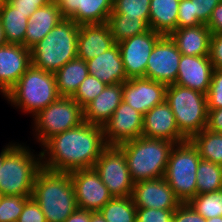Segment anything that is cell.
Returning <instances> with one entry per match:
<instances>
[{
	"label": "cell",
	"instance_id": "cell-1",
	"mask_svg": "<svg viewBox=\"0 0 222 222\" xmlns=\"http://www.w3.org/2000/svg\"><path fill=\"white\" fill-rule=\"evenodd\" d=\"M106 146L103 127L84 121L41 146L42 168L65 173L93 168Z\"/></svg>",
	"mask_w": 222,
	"mask_h": 222
},
{
	"label": "cell",
	"instance_id": "cell-2",
	"mask_svg": "<svg viewBox=\"0 0 222 222\" xmlns=\"http://www.w3.org/2000/svg\"><path fill=\"white\" fill-rule=\"evenodd\" d=\"M32 197L46 222H64L78 208L70 173L42 168L36 176Z\"/></svg>",
	"mask_w": 222,
	"mask_h": 222
},
{
	"label": "cell",
	"instance_id": "cell-3",
	"mask_svg": "<svg viewBox=\"0 0 222 222\" xmlns=\"http://www.w3.org/2000/svg\"><path fill=\"white\" fill-rule=\"evenodd\" d=\"M174 144L163 139L140 136L118 146L124 152L131 178L136 183L164 177Z\"/></svg>",
	"mask_w": 222,
	"mask_h": 222
},
{
	"label": "cell",
	"instance_id": "cell-4",
	"mask_svg": "<svg viewBox=\"0 0 222 222\" xmlns=\"http://www.w3.org/2000/svg\"><path fill=\"white\" fill-rule=\"evenodd\" d=\"M41 169V152L36 155L25 145L7 144L0 170V192L3 195L32 196Z\"/></svg>",
	"mask_w": 222,
	"mask_h": 222
},
{
	"label": "cell",
	"instance_id": "cell-5",
	"mask_svg": "<svg viewBox=\"0 0 222 222\" xmlns=\"http://www.w3.org/2000/svg\"><path fill=\"white\" fill-rule=\"evenodd\" d=\"M79 25L64 18L41 41L30 49L32 66L55 73L77 57Z\"/></svg>",
	"mask_w": 222,
	"mask_h": 222
},
{
	"label": "cell",
	"instance_id": "cell-6",
	"mask_svg": "<svg viewBox=\"0 0 222 222\" xmlns=\"http://www.w3.org/2000/svg\"><path fill=\"white\" fill-rule=\"evenodd\" d=\"M4 97L16 109H22L21 111L34 116L60 96L54 73L31 65Z\"/></svg>",
	"mask_w": 222,
	"mask_h": 222
},
{
	"label": "cell",
	"instance_id": "cell-7",
	"mask_svg": "<svg viewBox=\"0 0 222 222\" xmlns=\"http://www.w3.org/2000/svg\"><path fill=\"white\" fill-rule=\"evenodd\" d=\"M165 101L172 109L180 133L187 140L206 128L208 116L206 94L170 84L166 88Z\"/></svg>",
	"mask_w": 222,
	"mask_h": 222
},
{
	"label": "cell",
	"instance_id": "cell-8",
	"mask_svg": "<svg viewBox=\"0 0 222 222\" xmlns=\"http://www.w3.org/2000/svg\"><path fill=\"white\" fill-rule=\"evenodd\" d=\"M200 160L190 140L174 144L171 149L163 178L181 203H188L197 195L196 173Z\"/></svg>",
	"mask_w": 222,
	"mask_h": 222
},
{
	"label": "cell",
	"instance_id": "cell-9",
	"mask_svg": "<svg viewBox=\"0 0 222 222\" xmlns=\"http://www.w3.org/2000/svg\"><path fill=\"white\" fill-rule=\"evenodd\" d=\"M33 118L34 135L42 146L52 136L84 122V110L72 97H59Z\"/></svg>",
	"mask_w": 222,
	"mask_h": 222
},
{
	"label": "cell",
	"instance_id": "cell-10",
	"mask_svg": "<svg viewBox=\"0 0 222 222\" xmlns=\"http://www.w3.org/2000/svg\"><path fill=\"white\" fill-rule=\"evenodd\" d=\"M93 168L113 197L132 195L134 182L124 152L118 145H107Z\"/></svg>",
	"mask_w": 222,
	"mask_h": 222
},
{
	"label": "cell",
	"instance_id": "cell-11",
	"mask_svg": "<svg viewBox=\"0 0 222 222\" xmlns=\"http://www.w3.org/2000/svg\"><path fill=\"white\" fill-rule=\"evenodd\" d=\"M78 209L99 212L113 196L94 168L70 172Z\"/></svg>",
	"mask_w": 222,
	"mask_h": 222
},
{
	"label": "cell",
	"instance_id": "cell-12",
	"mask_svg": "<svg viewBox=\"0 0 222 222\" xmlns=\"http://www.w3.org/2000/svg\"><path fill=\"white\" fill-rule=\"evenodd\" d=\"M163 35L149 29L118 43L128 79L145 77L146 65L152 49Z\"/></svg>",
	"mask_w": 222,
	"mask_h": 222
},
{
	"label": "cell",
	"instance_id": "cell-13",
	"mask_svg": "<svg viewBox=\"0 0 222 222\" xmlns=\"http://www.w3.org/2000/svg\"><path fill=\"white\" fill-rule=\"evenodd\" d=\"M181 52L168 35H163L149 56L145 78L166 85L175 84Z\"/></svg>",
	"mask_w": 222,
	"mask_h": 222
},
{
	"label": "cell",
	"instance_id": "cell-14",
	"mask_svg": "<svg viewBox=\"0 0 222 222\" xmlns=\"http://www.w3.org/2000/svg\"><path fill=\"white\" fill-rule=\"evenodd\" d=\"M102 127L106 145H120L142 136L143 115L122 101Z\"/></svg>",
	"mask_w": 222,
	"mask_h": 222
},
{
	"label": "cell",
	"instance_id": "cell-15",
	"mask_svg": "<svg viewBox=\"0 0 222 222\" xmlns=\"http://www.w3.org/2000/svg\"><path fill=\"white\" fill-rule=\"evenodd\" d=\"M167 85L154 80L139 77L123 83L122 100L143 116L166 98Z\"/></svg>",
	"mask_w": 222,
	"mask_h": 222
},
{
	"label": "cell",
	"instance_id": "cell-16",
	"mask_svg": "<svg viewBox=\"0 0 222 222\" xmlns=\"http://www.w3.org/2000/svg\"><path fill=\"white\" fill-rule=\"evenodd\" d=\"M131 197L137 208L175 210L181 204L164 178L134 183Z\"/></svg>",
	"mask_w": 222,
	"mask_h": 222
},
{
	"label": "cell",
	"instance_id": "cell-17",
	"mask_svg": "<svg viewBox=\"0 0 222 222\" xmlns=\"http://www.w3.org/2000/svg\"><path fill=\"white\" fill-rule=\"evenodd\" d=\"M32 65L31 52L20 44L0 46V92L5 96Z\"/></svg>",
	"mask_w": 222,
	"mask_h": 222
},
{
	"label": "cell",
	"instance_id": "cell-18",
	"mask_svg": "<svg viewBox=\"0 0 222 222\" xmlns=\"http://www.w3.org/2000/svg\"><path fill=\"white\" fill-rule=\"evenodd\" d=\"M64 18L77 25L105 24L113 10V0H55Z\"/></svg>",
	"mask_w": 222,
	"mask_h": 222
},
{
	"label": "cell",
	"instance_id": "cell-19",
	"mask_svg": "<svg viewBox=\"0 0 222 222\" xmlns=\"http://www.w3.org/2000/svg\"><path fill=\"white\" fill-rule=\"evenodd\" d=\"M142 136L163 139L175 144L187 141L180 133L172 109L166 101L154 106L143 116Z\"/></svg>",
	"mask_w": 222,
	"mask_h": 222
},
{
	"label": "cell",
	"instance_id": "cell-20",
	"mask_svg": "<svg viewBox=\"0 0 222 222\" xmlns=\"http://www.w3.org/2000/svg\"><path fill=\"white\" fill-rule=\"evenodd\" d=\"M213 71L209 56L181 55L175 84L207 94Z\"/></svg>",
	"mask_w": 222,
	"mask_h": 222
},
{
	"label": "cell",
	"instance_id": "cell-21",
	"mask_svg": "<svg viewBox=\"0 0 222 222\" xmlns=\"http://www.w3.org/2000/svg\"><path fill=\"white\" fill-rule=\"evenodd\" d=\"M115 44L107 23L79 25L77 57L84 61L97 57Z\"/></svg>",
	"mask_w": 222,
	"mask_h": 222
},
{
	"label": "cell",
	"instance_id": "cell-22",
	"mask_svg": "<svg viewBox=\"0 0 222 222\" xmlns=\"http://www.w3.org/2000/svg\"><path fill=\"white\" fill-rule=\"evenodd\" d=\"M86 63L89 75L98 78L106 85L124 83L128 80L117 43Z\"/></svg>",
	"mask_w": 222,
	"mask_h": 222
},
{
	"label": "cell",
	"instance_id": "cell-23",
	"mask_svg": "<svg viewBox=\"0 0 222 222\" xmlns=\"http://www.w3.org/2000/svg\"><path fill=\"white\" fill-rule=\"evenodd\" d=\"M185 56H209L212 32L206 24L177 28L168 35Z\"/></svg>",
	"mask_w": 222,
	"mask_h": 222
},
{
	"label": "cell",
	"instance_id": "cell-24",
	"mask_svg": "<svg viewBox=\"0 0 222 222\" xmlns=\"http://www.w3.org/2000/svg\"><path fill=\"white\" fill-rule=\"evenodd\" d=\"M63 19L55 0L39 7L28 19L24 46L27 49L34 47Z\"/></svg>",
	"mask_w": 222,
	"mask_h": 222
},
{
	"label": "cell",
	"instance_id": "cell-25",
	"mask_svg": "<svg viewBox=\"0 0 222 222\" xmlns=\"http://www.w3.org/2000/svg\"><path fill=\"white\" fill-rule=\"evenodd\" d=\"M123 83L107 85L106 88L93 99L84 110V121L103 126L123 101Z\"/></svg>",
	"mask_w": 222,
	"mask_h": 222
},
{
	"label": "cell",
	"instance_id": "cell-26",
	"mask_svg": "<svg viewBox=\"0 0 222 222\" xmlns=\"http://www.w3.org/2000/svg\"><path fill=\"white\" fill-rule=\"evenodd\" d=\"M179 0H151L149 28L162 35L177 29Z\"/></svg>",
	"mask_w": 222,
	"mask_h": 222
},
{
	"label": "cell",
	"instance_id": "cell-27",
	"mask_svg": "<svg viewBox=\"0 0 222 222\" xmlns=\"http://www.w3.org/2000/svg\"><path fill=\"white\" fill-rule=\"evenodd\" d=\"M89 75L87 63L76 57L54 73L60 97H72L79 85Z\"/></svg>",
	"mask_w": 222,
	"mask_h": 222
},
{
	"label": "cell",
	"instance_id": "cell-28",
	"mask_svg": "<svg viewBox=\"0 0 222 222\" xmlns=\"http://www.w3.org/2000/svg\"><path fill=\"white\" fill-rule=\"evenodd\" d=\"M0 20L7 43L24 46L28 18L26 14L15 10L8 2L0 8Z\"/></svg>",
	"mask_w": 222,
	"mask_h": 222
},
{
	"label": "cell",
	"instance_id": "cell-29",
	"mask_svg": "<svg viewBox=\"0 0 222 222\" xmlns=\"http://www.w3.org/2000/svg\"><path fill=\"white\" fill-rule=\"evenodd\" d=\"M190 141L197 148L202 160L222 165V133L205 128Z\"/></svg>",
	"mask_w": 222,
	"mask_h": 222
},
{
	"label": "cell",
	"instance_id": "cell-30",
	"mask_svg": "<svg viewBox=\"0 0 222 222\" xmlns=\"http://www.w3.org/2000/svg\"><path fill=\"white\" fill-rule=\"evenodd\" d=\"M107 24L115 43L148 31L149 25L141 18L125 17L122 14H110Z\"/></svg>",
	"mask_w": 222,
	"mask_h": 222
},
{
	"label": "cell",
	"instance_id": "cell-31",
	"mask_svg": "<svg viewBox=\"0 0 222 222\" xmlns=\"http://www.w3.org/2000/svg\"><path fill=\"white\" fill-rule=\"evenodd\" d=\"M137 207L131 196L113 197L99 211L106 222H136Z\"/></svg>",
	"mask_w": 222,
	"mask_h": 222
},
{
	"label": "cell",
	"instance_id": "cell-32",
	"mask_svg": "<svg viewBox=\"0 0 222 222\" xmlns=\"http://www.w3.org/2000/svg\"><path fill=\"white\" fill-rule=\"evenodd\" d=\"M196 176L197 195L222 189V165L201 159Z\"/></svg>",
	"mask_w": 222,
	"mask_h": 222
},
{
	"label": "cell",
	"instance_id": "cell-33",
	"mask_svg": "<svg viewBox=\"0 0 222 222\" xmlns=\"http://www.w3.org/2000/svg\"><path fill=\"white\" fill-rule=\"evenodd\" d=\"M188 203L205 219L222 216V189L196 195Z\"/></svg>",
	"mask_w": 222,
	"mask_h": 222
},
{
	"label": "cell",
	"instance_id": "cell-34",
	"mask_svg": "<svg viewBox=\"0 0 222 222\" xmlns=\"http://www.w3.org/2000/svg\"><path fill=\"white\" fill-rule=\"evenodd\" d=\"M151 0H113L110 14H122L125 17L141 18L149 25Z\"/></svg>",
	"mask_w": 222,
	"mask_h": 222
},
{
	"label": "cell",
	"instance_id": "cell-35",
	"mask_svg": "<svg viewBox=\"0 0 222 222\" xmlns=\"http://www.w3.org/2000/svg\"><path fill=\"white\" fill-rule=\"evenodd\" d=\"M106 86L98 78L88 75L79 85L72 98L84 109Z\"/></svg>",
	"mask_w": 222,
	"mask_h": 222
},
{
	"label": "cell",
	"instance_id": "cell-36",
	"mask_svg": "<svg viewBox=\"0 0 222 222\" xmlns=\"http://www.w3.org/2000/svg\"><path fill=\"white\" fill-rule=\"evenodd\" d=\"M28 197L31 196L3 195L0 200V222H17Z\"/></svg>",
	"mask_w": 222,
	"mask_h": 222
},
{
	"label": "cell",
	"instance_id": "cell-37",
	"mask_svg": "<svg viewBox=\"0 0 222 222\" xmlns=\"http://www.w3.org/2000/svg\"><path fill=\"white\" fill-rule=\"evenodd\" d=\"M206 98L208 109L222 108V70L214 69Z\"/></svg>",
	"mask_w": 222,
	"mask_h": 222
},
{
	"label": "cell",
	"instance_id": "cell-38",
	"mask_svg": "<svg viewBox=\"0 0 222 222\" xmlns=\"http://www.w3.org/2000/svg\"><path fill=\"white\" fill-rule=\"evenodd\" d=\"M175 210L137 208L136 222H169Z\"/></svg>",
	"mask_w": 222,
	"mask_h": 222
},
{
	"label": "cell",
	"instance_id": "cell-39",
	"mask_svg": "<svg viewBox=\"0 0 222 222\" xmlns=\"http://www.w3.org/2000/svg\"><path fill=\"white\" fill-rule=\"evenodd\" d=\"M202 24L196 16L192 0H182L179 2L177 28H185Z\"/></svg>",
	"mask_w": 222,
	"mask_h": 222
},
{
	"label": "cell",
	"instance_id": "cell-40",
	"mask_svg": "<svg viewBox=\"0 0 222 222\" xmlns=\"http://www.w3.org/2000/svg\"><path fill=\"white\" fill-rule=\"evenodd\" d=\"M17 222H46L45 215L32 196L26 199V203Z\"/></svg>",
	"mask_w": 222,
	"mask_h": 222
},
{
	"label": "cell",
	"instance_id": "cell-41",
	"mask_svg": "<svg viewBox=\"0 0 222 222\" xmlns=\"http://www.w3.org/2000/svg\"><path fill=\"white\" fill-rule=\"evenodd\" d=\"M220 2L222 0H192L194 16L202 24H207L213 10Z\"/></svg>",
	"mask_w": 222,
	"mask_h": 222
},
{
	"label": "cell",
	"instance_id": "cell-42",
	"mask_svg": "<svg viewBox=\"0 0 222 222\" xmlns=\"http://www.w3.org/2000/svg\"><path fill=\"white\" fill-rule=\"evenodd\" d=\"M174 222H206L189 203H181L174 211Z\"/></svg>",
	"mask_w": 222,
	"mask_h": 222
},
{
	"label": "cell",
	"instance_id": "cell-43",
	"mask_svg": "<svg viewBox=\"0 0 222 222\" xmlns=\"http://www.w3.org/2000/svg\"><path fill=\"white\" fill-rule=\"evenodd\" d=\"M53 0H7L15 10L26 14L29 17L39 8L49 4Z\"/></svg>",
	"mask_w": 222,
	"mask_h": 222
},
{
	"label": "cell",
	"instance_id": "cell-44",
	"mask_svg": "<svg viewBox=\"0 0 222 222\" xmlns=\"http://www.w3.org/2000/svg\"><path fill=\"white\" fill-rule=\"evenodd\" d=\"M209 58L214 69L222 70V33L212 34Z\"/></svg>",
	"mask_w": 222,
	"mask_h": 222
},
{
	"label": "cell",
	"instance_id": "cell-45",
	"mask_svg": "<svg viewBox=\"0 0 222 222\" xmlns=\"http://www.w3.org/2000/svg\"><path fill=\"white\" fill-rule=\"evenodd\" d=\"M206 128L216 133H222V108L208 109Z\"/></svg>",
	"mask_w": 222,
	"mask_h": 222
},
{
	"label": "cell",
	"instance_id": "cell-46",
	"mask_svg": "<svg viewBox=\"0 0 222 222\" xmlns=\"http://www.w3.org/2000/svg\"><path fill=\"white\" fill-rule=\"evenodd\" d=\"M206 25L208 26L212 34L222 33V2H220L213 10Z\"/></svg>",
	"mask_w": 222,
	"mask_h": 222
},
{
	"label": "cell",
	"instance_id": "cell-47",
	"mask_svg": "<svg viewBox=\"0 0 222 222\" xmlns=\"http://www.w3.org/2000/svg\"><path fill=\"white\" fill-rule=\"evenodd\" d=\"M64 222H90V211L77 208Z\"/></svg>",
	"mask_w": 222,
	"mask_h": 222
},
{
	"label": "cell",
	"instance_id": "cell-48",
	"mask_svg": "<svg viewBox=\"0 0 222 222\" xmlns=\"http://www.w3.org/2000/svg\"><path fill=\"white\" fill-rule=\"evenodd\" d=\"M90 222H106L100 212H90Z\"/></svg>",
	"mask_w": 222,
	"mask_h": 222
},
{
	"label": "cell",
	"instance_id": "cell-49",
	"mask_svg": "<svg viewBox=\"0 0 222 222\" xmlns=\"http://www.w3.org/2000/svg\"><path fill=\"white\" fill-rule=\"evenodd\" d=\"M5 44H7V41L5 39L4 30H3L2 23L0 20V46H3Z\"/></svg>",
	"mask_w": 222,
	"mask_h": 222
},
{
	"label": "cell",
	"instance_id": "cell-50",
	"mask_svg": "<svg viewBox=\"0 0 222 222\" xmlns=\"http://www.w3.org/2000/svg\"><path fill=\"white\" fill-rule=\"evenodd\" d=\"M206 222H222V216L206 219Z\"/></svg>",
	"mask_w": 222,
	"mask_h": 222
},
{
	"label": "cell",
	"instance_id": "cell-51",
	"mask_svg": "<svg viewBox=\"0 0 222 222\" xmlns=\"http://www.w3.org/2000/svg\"><path fill=\"white\" fill-rule=\"evenodd\" d=\"M4 156H5V147L0 152V170L2 167V160H3Z\"/></svg>",
	"mask_w": 222,
	"mask_h": 222
},
{
	"label": "cell",
	"instance_id": "cell-52",
	"mask_svg": "<svg viewBox=\"0 0 222 222\" xmlns=\"http://www.w3.org/2000/svg\"><path fill=\"white\" fill-rule=\"evenodd\" d=\"M7 2V0H0V8Z\"/></svg>",
	"mask_w": 222,
	"mask_h": 222
},
{
	"label": "cell",
	"instance_id": "cell-53",
	"mask_svg": "<svg viewBox=\"0 0 222 222\" xmlns=\"http://www.w3.org/2000/svg\"><path fill=\"white\" fill-rule=\"evenodd\" d=\"M2 197H3V194L0 192V200H1Z\"/></svg>",
	"mask_w": 222,
	"mask_h": 222
}]
</instances>
